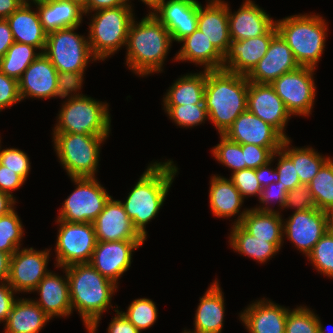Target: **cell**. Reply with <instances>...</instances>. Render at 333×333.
<instances>
[{
    "label": "cell",
    "mask_w": 333,
    "mask_h": 333,
    "mask_svg": "<svg viewBox=\"0 0 333 333\" xmlns=\"http://www.w3.org/2000/svg\"><path fill=\"white\" fill-rule=\"evenodd\" d=\"M72 312L79 313L88 333H96L99 321L111 305L118 285L101 275L90 263L65 267Z\"/></svg>",
    "instance_id": "cell-1"
},
{
    "label": "cell",
    "mask_w": 333,
    "mask_h": 333,
    "mask_svg": "<svg viewBox=\"0 0 333 333\" xmlns=\"http://www.w3.org/2000/svg\"><path fill=\"white\" fill-rule=\"evenodd\" d=\"M122 205L137 231L147 239L146 225L163 206L178 167L173 160L151 162Z\"/></svg>",
    "instance_id": "cell-2"
},
{
    "label": "cell",
    "mask_w": 333,
    "mask_h": 333,
    "mask_svg": "<svg viewBox=\"0 0 333 333\" xmlns=\"http://www.w3.org/2000/svg\"><path fill=\"white\" fill-rule=\"evenodd\" d=\"M130 24L126 43V66L139 77L162 72L172 45L168 29L149 11Z\"/></svg>",
    "instance_id": "cell-3"
},
{
    "label": "cell",
    "mask_w": 333,
    "mask_h": 333,
    "mask_svg": "<svg viewBox=\"0 0 333 333\" xmlns=\"http://www.w3.org/2000/svg\"><path fill=\"white\" fill-rule=\"evenodd\" d=\"M248 79L225 69L206 70L204 103L209 121L224 134L247 110Z\"/></svg>",
    "instance_id": "cell-4"
},
{
    "label": "cell",
    "mask_w": 333,
    "mask_h": 333,
    "mask_svg": "<svg viewBox=\"0 0 333 333\" xmlns=\"http://www.w3.org/2000/svg\"><path fill=\"white\" fill-rule=\"evenodd\" d=\"M278 33L300 66L316 68L323 54L328 24L318 14H298L275 20Z\"/></svg>",
    "instance_id": "cell-5"
},
{
    "label": "cell",
    "mask_w": 333,
    "mask_h": 333,
    "mask_svg": "<svg viewBox=\"0 0 333 333\" xmlns=\"http://www.w3.org/2000/svg\"><path fill=\"white\" fill-rule=\"evenodd\" d=\"M88 41L92 55L97 61H105L126 46L128 30L135 18L132 4L100 9L91 14Z\"/></svg>",
    "instance_id": "cell-6"
},
{
    "label": "cell",
    "mask_w": 333,
    "mask_h": 333,
    "mask_svg": "<svg viewBox=\"0 0 333 333\" xmlns=\"http://www.w3.org/2000/svg\"><path fill=\"white\" fill-rule=\"evenodd\" d=\"M64 103V104H63ZM53 133L109 136V104L86 95L63 101Z\"/></svg>",
    "instance_id": "cell-7"
},
{
    "label": "cell",
    "mask_w": 333,
    "mask_h": 333,
    "mask_svg": "<svg viewBox=\"0 0 333 333\" xmlns=\"http://www.w3.org/2000/svg\"><path fill=\"white\" fill-rule=\"evenodd\" d=\"M54 150L68 177H96L101 144L109 136L52 133Z\"/></svg>",
    "instance_id": "cell-8"
},
{
    "label": "cell",
    "mask_w": 333,
    "mask_h": 333,
    "mask_svg": "<svg viewBox=\"0 0 333 333\" xmlns=\"http://www.w3.org/2000/svg\"><path fill=\"white\" fill-rule=\"evenodd\" d=\"M78 27L62 28L47 34L44 54L58 72H85L92 55L88 37L75 32Z\"/></svg>",
    "instance_id": "cell-9"
},
{
    "label": "cell",
    "mask_w": 333,
    "mask_h": 333,
    "mask_svg": "<svg viewBox=\"0 0 333 333\" xmlns=\"http://www.w3.org/2000/svg\"><path fill=\"white\" fill-rule=\"evenodd\" d=\"M96 178H70L76 188L67 196L68 198L58 210L57 219L73 223L94 222L111 197Z\"/></svg>",
    "instance_id": "cell-10"
},
{
    "label": "cell",
    "mask_w": 333,
    "mask_h": 333,
    "mask_svg": "<svg viewBox=\"0 0 333 333\" xmlns=\"http://www.w3.org/2000/svg\"><path fill=\"white\" fill-rule=\"evenodd\" d=\"M59 226L55 247L56 268L89 263L97 244L93 223L56 219Z\"/></svg>",
    "instance_id": "cell-11"
},
{
    "label": "cell",
    "mask_w": 333,
    "mask_h": 333,
    "mask_svg": "<svg viewBox=\"0 0 333 333\" xmlns=\"http://www.w3.org/2000/svg\"><path fill=\"white\" fill-rule=\"evenodd\" d=\"M316 68L300 66L285 73L270 85L283 101L291 116H310L316 96L314 72Z\"/></svg>",
    "instance_id": "cell-12"
},
{
    "label": "cell",
    "mask_w": 333,
    "mask_h": 333,
    "mask_svg": "<svg viewBox=\"0 0 333 333\" xmlns=\"http://www.w3.org/2000/svg\"><path fill=\"white\" fill-rule=\"evenodd\" d=\"M329 229L330 214L318 208L293 211L287 220L283 219V237L287 236L285 238L305 256Z\"/></svg>",
    "instance_id": "cell-13"
},
{
    "label": "cell",
    "mask_w": 333,
    "mask_h": 333,
    "mask_svg": "<svg viewBox=\"0 0 333 333\" xmlns=\"http://www.w3.org/2000/svg\"><path fill=\"white\" fill-rule=\"evenodd\" d=\"M50 249L34 250L33 247L18 249L10 259L7 282L16 293H31L50 271L47 269Z\"/></svg>",
    "instance_id": "cell-14"
},
{
    "label": "cell",
    "mask_w": 333,
    "mask_h": 333,
    "mask_svg": "<svg viewBox=\"0 0 333 333\" xmlns=\"http://www.w3.org/2000/svg\"><path fill=\"white\" fill-rule=\"evenodd\" d=\"M145 240L97 241L89 262L101 275L118 285L131 266L132 254Z\"/></svg>",
    "instance_id": "cell-15"
},
{
    "label": "cell",
    "mask_w": 333,
    "mask_h": 333,
    "mask_svg": "<svg viewBox=\"0 0 333 333\" xmlns=\"http://www.w3.org/2000/svg\"><path fill=\"white\" fill-rule=\"evenodd\" d=\"M197 0H159L150 12L168 29L172 41L180 42L198 25Z\"/></svg>",
    "instance_id": "cell-16"
},
{
    "label": "cell",
    "mask_w": 333,
    "mask_h": 333,
    "mask_svg": "<svg viewBox=\"0 0 333 333\" xmlns=\"http://www.w3.org/2000/svg\"><path fill=\"white\" fill-rule=\"evenodd\" d=\"M247 110L274 127L285 139V128L291 118L283 101L270 84L248 81Z\"/></svg>",
    "instance_id": "cell-17"
},
{
    "label": "cell",
    "mask_w": 333,
    "mask_h": 333,
    "mask_svg": "<svg viewBox=\"0 0 333 333\" xmlns=\"http://www.w3.org/2000/svg\"><path fill=\"white\" fill-rule=\"evenodd\" d=\"M277 33L274 25L264 35L240 41L231 40L223 56V69L247 76L265 56L272 38Z\"/></svg>",
    "instance_id": "cell-18"
},
{
    "label": "cell",
    "mask_w": 333,
    "mask_h": 333,
    "mask_svg": "<svg viewBox=\"0 0 333 333\" xmlns=\"http://www.w3.org/2000/svg\"><path fill=\"white\" fill-rule=\"evenodd\" d=\"M223 135L241 145L266 148H281L285 139L274 127L248 110L241 113Z\"/></svg>",
    "instance_id": "cell-19"
},
{
    "label": "cell",
    "mask_w": 333,
    "mask_h": 333,
    "mask_svg": "<svg viewBox=\"0 0 333 333\" xmlns=\"http://www.w3.org/2000/svg\"><path fill=\"white\" fill-rule=\"evenodd\" d=\"M300 65L286 41L277 33L271 40L265 56L247 75L250 82L271 84L281 75L294 71Z\"/></svg>",
    "instance_id": "cell-20"
},
{
    "label": "cell",
    "mask_w": 333,
    "mask_h": 333,
    "mask_svg": "<svg viewBox=\"0 0 333 333\" xmlns=\"http://www.w3.org/2000/svg\"><path fill=\"white\" fill-rule=\"evenodd\" d=\"M97 241L146 240L134 227L121 200L111 196L93 222Z\"/></svg>",
    "instance_id": "cell-21"
},
{
    "label": "cell",
    "mask_w": 333,
    "mask_h": 333,
    "mask_svg": "<svg viewBox=\"0 0 333 333\" xmlns=\"http://www.w3.org/2000/svg\"><path fill=\"white\" fill-rule=\"evenodd\" d=\"M58 71L52 62L41 53L23 72L18 80L21 100L26 98H56Z\"/></svg>",
    "instance_id": "cell-22"
},
{
    "label": "cell",
    "mask_w": 333,
    "mask_h": 333,
    "mask_svg": "<svg viewBox=\"0 0 333 333\" xmlns=\"http://www.w3.org/2000/svg\"><path fill=\"white\" fill-rule=\"evenodd\" d=\"M288 311L264 297L245 307L239 318L249 333H285Z\"/></svg>",
    "instance_id": "cell-23"
},
{
    "label": "cell",
    "mask_w": 333,
    "mask_h": 333,
    "mask_svg": "<svg viewBox=\"0 0 333 333\" xmlns=\"http://www.w3.org/2000/svg\"><path fill=\"white\" fill-rule=\"evenodd\" d=\"M228 23L231 40L240 41L266 34L274 25L275 20L252 0H245L234 13L229 9Z\"/></svg>",
    "instance_id": "cell-24"
},
{
    "label": "cell",
    "mask_w": 333,
    "mask_h": 333,
    "mask_svg": "<svg viewBox=\"0 0 333 333\" xmlns=\"http://www.w3.org/2000/svg\"><path fill=\"white\" fill-rule=\"evenodd\" d=\"M65 275L62 277L54 271H49L47 275L38 283L32 291L37 292L40 298L32 299L51 318L68 317L71 315V299L69 283L65 268L61 267ZM54 272V273H53Z\"/></svg>",
    "instance_id": "cell-25"
},
{
    "label": "cell",
    "mask_w": 333,
    "mask_h": 333,
    "mask_svg": "<svg viewBox=\"0 0 333 333\" xmlns=\"http://www.w3.org/2000/svg\"><path fill=\"white\" fill-rule=\"evenodd\" d=\"M197 28L205 34L208 40L224 56L230 44L228 23V2H207L198 7Z\"/></svg>",
    "instance_id": "cell-26"
},
{
    "label": "cell",
    "mask_w": 333,
    "mask_h": 333,
    "mask_svg": "<svg viewBox=\"0 0 333 333\" xmlns=\"http://www.w3.org/2000/svg\"><path fill=\"white\" fill-rule=\"evenodd\" d=\"M210 180L209 203L213 216L228 219L237 214L232 224H239L249 210L246 208L240 211L244 204L243 197L230 179L217 174L211 176Z\"/></svg>",
    "instance_id": "cell-27"
},
{
    "label": "cell",
    "mask_w": 333,
    "mask_h": 333,
    "mask_svg": "<svg viewBox=\"0 0 333 333\" xmlns=\"http://www.w3.org/2000/svg\"><path fill=\"white\" fill-rule=\"evenodd\" d=\"M199 301L193 331L196 333H221L225 317V300L217 278Z\"/></svg>",
    "instance_id": "cell-28"
},
{
    "label": "cell",
    "mask_w": 333,
    "mask_h": 333,
    "mask_svg": "<svg viewBox=\"0 0 333 333\" xmlns=\"http://www.w3.org/2000/svg\"><path fill=\"white\" fill-rule=\"evenodd\" d=\"M33 4H22L14 11L6 21L9 24L14 42L21 44H30L43 53L47 40V32L44 30L40 17L36 10H32Z\"/></svg>",
    "instance_id": "cell-29"
},
{
    "label": "cell",
    "mask_w": 333,
    "mask_h": 333,
    "mask_svg": "<svg viewBox=\"0 0 333 333\" xmlns=\"http://www.w3.org/2000/svg\"><path fill=\"white\" fill-rule=\"evenodd\" d=\"M40 22L47 33L62 28L79 27L83 9L68 0H34Z\"/></svg>",
    "instance_id": "cell-30"
},
{
    "label": "cell",
    "mask_w": 333,
    "mask_h": 333,
    "mask_svg": "<svg viewBox=\"0 0 333 333\" xmlns=\"http://www.w3.org/2000/svg\"><path fill=\"white\" fill-rule=\"evenodd\" d=\"M179 43L183 45L174 57V61H190L196 66H203V70L223 69V55L198 28Z\"/></svg>",
    "instance_id": "cell-31"
},
{
    "label": "cell",
    "mask_w": 333,
    "mask_h": 333,
    "mask_svg": "<svg viewBox=\"0 0 333 333\" xmlns=\"http://www.w3.org/2000/svg\"><path fill=\"white\" fill-rule=\"evenodd\" d=\"M49 320L32 298H18L4 324V333H39Z\"/></svg>",
    "instance_id": "cell-32"
},
{
    "label": "cell",
    "mask_w": 333,
    "mask_h": 333,
    "mask_svg": "<svg viewBox=\"0 0 333 333\" xmlns=\"http://www.w3.org/2000/svg\"><path fill=\"white\" fill-rule=\"evenodd\" d=\"M239 224L257 239L266 240L281 249L284 237L283 218L280 213L250 208Z\"/></svg>",
    "instance_id": "cell-33"
},
{
    "label": "cell",
    "mask_w": 333,
    "mask_h": 333,
    "mask_svg": "<svg viewBox=\"0 0 333 333\" xmlns=\"http://www.w3.org/2000/svg\"><path fill=\"white\" fill-rule=\"evenodd\" d=\"M205 84L206 70L199 73H187L176 79L167 89L163 97V105L205 104Z\"/></svg>",
    "instance_id": "cell-34"
},
{
    "label": "cell",
    "mask_w": 333,
    "mask_h": 333,
    "mask_svg": "<svg viewBox=\"0 0 333 333\" xmlns=\"http://www.w3.org/2000/svg\"><path fill=\"white\" fill-rule=\"evenodd\" d=\"M229 235V245L233 251L243 256H247L264 264L269 259L274 258L279 249L266 240L257 239L248 233L240 224L231 225Z\"/></svg>",
    "instance_id": "cell-35"
},
{
    "label": "cell",
    "mask_w": 333,
    "mask_h": 333,
    "mask_svg": "<svg viewBox=\"0 0 333 333\" xmlns=\"http://www.w3.org/2000/svg\"><path fill=\"white\" fill-rule=\"evenodd\" d=\"M290 138L284 139L281 150L292 160L300 184L308 185L322 165L330 158L322 156L312 147H293ZM292 146L291 148L289 146Z\"/></svg>",
    "instance_id": "cell-36"
},
{
    "label": "cell",
    "mask_w": 333,
    "mask_h": 333,
    "mask_svg": "<svg viewBox=\"0 0 333 333\" xmlns=\"http://www.w3.org/2000/svg\"><path fill=\"white\" fill-rule=\"evenodd\" d=\"M37 47L14 42L0 59V72L19 80L26 68L41 54Z\"/></svg>",
    "instance_id": "cell-37"
},
{
    "label": "cell",
    "mask_w": 333,
    "mask_h": 333,
    "mask_svg": "<svg viewBox=\"0 0 333 333\" xmlns=\"http://www.w3.org/2000/svg\"><path fill=\"white\" fill-rule=\"evenodd\" d=\"M316 207L333 213V158H329L308 184Z\"/></svg>",
    "instance_id": "cell-38"
},
{
    "label": "cell",
    "mask_w": 333,
    "mask_h": 333,
    "mask_svg": "<svg viewBox=\"0 0 333 333\" xmlns=\"http://www.w3.org/2000/svg\"><path fill=\"white\" fill-rule=\"evenodd\" d=\"M20 219L15 208L0 216V250L11 256L21 248V241L25 234Z\"/></svg>",
    "instance_id": "cell-39"
},
{
    "label": "cell",
    "mask_w": 333,
    "mask_h": 333,
    "mask_svg": "<svg viewBox=\"0 0 333 333\" xmlns=\"http://www.w3.org/2000/svg\"><path fill=\"white\" fill-rule=\"evenodd\" d=\"M163 109L177 126H181L180 128H192L209 119L205 104L163 105Z\"/></svg>",
    "instance_id": "cell-40"
},
{
    "label": "cell",
    "mask_w": 333,
    "mask_h": 333,
    "mask_svg": "<svg viewBox=\"0 0 333 333\" xmlns=\"http://www.w3.org/2000/svg\"><path fill=\"white\" fill-rule=\"evenodd\" d=\"M306 257L318 273L333 280V230L331 228Z\"/></svg>",
    "instance_id": "cell-41"
},
{
    "label": "cell",
    "mask_w": 333,
    "mask_h": 333,
    "mask_svg": "<svg viewBox=\"0 0 333 333\" xmlns=\"http://www.w3.org/2000/svg\"><path fill=\"white\" fill-rule=\"evenodd\" d=\"M158 309L153 300L138 298L133 300L126 312L120 311L140 332L150 328L158 319Z\"/></svg>",
    "instance_id": "cell-42"
},
{
    "label": "cell",
    "mask_w": 333,
    "mask_h": 333,
    "mask_svg": "<svg viewBox=\"0 0 333 333\" xmlns=\"http://www.w3.org/2000/svg\"><path fill=\"white\" fill-rule=\"evenodd\" d=\"M214 158L233 172L246 169L242 145L220 134V142L211 150Z\"/></svg>",
    "instance_id": "cell-43"
},
{
    "label": "cell",
    "mask_w": 333,
    "mask_h": 333,
    "mask_svg": "<svg viewBox=\"0 0 333 333\" xmlns=\"http://www.w3.org/2000/svg\"><path fill=\"white\" fill-rule=\"evenodd\" d=\"M285 333H318L317 314L302 305L289 309Z\"/></svg>",
    "instance_id": "cell-44"
},
{
    "label": "cell",
    "mask_w": 333,
    "mask_h": 333,
    "mask_svg": "<svg viewBox=\"0 0 333 333\" xmlns=\"http://www.w3.org/2000/svg\"><path fill=\"white\" fill-rule=\"evenodd\" d=\"M0 137V164L6 166L11 171H15L25 181L27 180L31 163L28 155L18 148L1 149Z\"/></svg>",
    "instance_id": "cell-45"
},
{
    "label": "cell",
    "mask_w": 333,
    "mask_h": 333,
    "mask_svg": "<svg viewBox=\"0 0 333 333\" xmlns=\"http://www.w3.org/2000/svg\"><path fill=\"white\" fill-rule=\"evenodd\" d=\"M236 189L239 191L243 199L251 196H258L262 191V187L256 176V169H242L231 174L229 178Z\"/></svg>",
    "instance_id": "cell-46"
},
{
    "label": "cell",
    "mask_w": 333,
    "mask_h": 333,
    "mask_svg": "<svg viewBox=\"0 0 333 333\" xmlns=\"http://www.w3.org/2000/svg\"><path fill=\"white\" fill-rule=\"evenodd\" d=\"M84 74V72H58L57 97L70 99L83 96L79 90L83 87Z\"/></svg>",
    "instance_id": "cell-47"
},
{
    "label": "cell",
    "mask_w": 333,
    "mask_h": 333,
    "mask_svg": "<svg viewBox=\"0 0 333 333\" xmlns=\"http://www.w3.org/2000/svg\"><path fill=\"white\" fill-rule=\"evenodd\" d=\"M272 157H278L276 171L279 175L280 185L288 192L301 185L295 165L292 160L281 150L275 151Z\"/></svg>",
    "instance_id": "cell-48"
},
{
    "label": "cell",
    "mask_w": 333,
    "mask_h": 333,
    "mask_svg": "<svg viewBox=\"0 0 333 333\" xmlns=\"http://www.w3.org/2000/svg\"><path fill=\"white\" fill-rule=\"evenodd\" d=\"M284 208H292L295 212L317 208L309 186L301 184L289 190L283 210Z\"/></svg>",
    "instance_id": "cell-49"
},
{
    "label": "cell",
    "mask_w": 333,
    "mask_h": 333,
    "mask_svg": "<svg viewBox=\"0 0 333 333\" xmlns=\"http://www.w3.org/2000/svg\"><path fill=\"white\" fill-rule=\"evenodd\" d=\"M287 197V191L280 185V182L277 183H271L266 187L262 188V191L260 192V195L258 197V201L260 202V206H256L253 209H257L259 211L264 212H278L281 213L279 210L272 209L269 204L270 202L274 201L277 202L278 206H280V209L282 210L286 201Z\"/></svg>",
    "instance_id": "cell-50"
},
{
    "label": "cell",
    "mask_w": 333,
    "mask_h": 333,
    "mask_svg": "<svg viewBox=\"0 0 333 333\" xmlns=\"http://www.w3.org/2000/svg\"><path fill=\"white\" fill-rule=\"evenodd\" d=\"M281 148H266L253 144L242 145L246 168L257 169L271 161L273 153Z\"/></svg>",
    "instance_id": "cell-51"
},
{
    "label": "cell",
    "mask_w": 333,
    "mask_h": 333,
    "mask_svg": "<svg viewBox=\"0 0 333 333\" xmlns=\"http://www.w3.org/2000/svg\"><path fill=\"white\" fill-rule=\"evenodd\" d=\"M21 101L18 80L0 72V112Z\"/></svg>",
    "instance_id": "cell-52"
},
{
    "label": "cell",
    "mask_w": 333,
    "mask_h": 333,
    "mask_svg": "<svg viewBox=\"0 0 333 333\" xmlns=\"http://www.w3.org/2000/svg\"><path fill=\"white\" fill-rule=\"evenodd\" d=\"M24 183L25 180L15 171L0 164V191L10 194L16 199L12 191L19 189Z\"/></svg>",
    "instance_id": "cell-53"
},
{
    "label": "cell",
    "mask_w": 333,
    "mask_h": 333,
    "mask_svg": "<svg viewBox=\"0 0 333 333\" xmlns=\"http://www.w3.org/2000/svg\"><path fill=\"white\" fill-rule=\"evenodd\" d=\"M16 292L8 282H0V323L6 322L12 307L17 300Z\"/></svg>",
    "instance_id": "cell-54"
},
{
    "label": "cell",
    "mask_w": 333,
    "mask_h": 333,
    "mask_svg": "<svg viewBox=\"0 0 333 333\" xmlns=\"http://www.w3.org/2000/svg\"><path fill=\"white\" fill-rule=\"evenodd\" d=\"M117 308V309H116ZM115 317L107 328V333H141L121 312L116 305Z\"/></svg>",
    "instance_id": "cell-55"
},
{
    "label": "cell",
    "mask_w": 333,
    "mask_h": 333,
    "mask_svg": "<svg viewBox=\"0 0 333 333\" xmlns=\"http://www.w3.org/2000/svg\"><path fill=\"white\" fill-rule=\"evenodd\" d=\"M274 159L276 158L272 157L271 161L256 169V176L262 188L279 181V175L276 169L271 167Z\"/></svg>",
    "instance_id": "cell-56"
},
{
    "label": "cell",
    "mask_w": 333,
    "mask_h": 333,
    "mask_svg": "<svg viewBox=\"0 0 333 333\" xmlns=\"http://www.w3.org/2000/svg\"><path fill=\"white\" fill-rule=\"evenodd\" d=\"M130 4L131 1L129 0H89L87 6L83 9V12L87 16V14L100 9L121 7Z\"/></svg>",
    "instance_id": "cell-57"
},
{
    "label": "cell",
    "mask_w": 333,
    "mask_h": 333,
    "mask_svg": "<svg viewBox=\"0 0 333 333\" xmlns=\"http://www.w3.org/2000/svg\"><path fill=\"white\" fill-rule=\"evenodd\" d=\"M14 43L13 35L6 19H0V59Z\"/></svg>",
    "instance_id": "cell-58"
},
{
    "label": "cell",
    "mask_w": 333,
    "mask_h": 333,
    "mask_svg": "<svg viewBox=\"0 0 333 333\" xmlns=\"http://www.w3.org/2000/svg\"><path fill=\"white\" fill-rule=\"evenodd\" d=\"M23 3L20 0H0V19H6Z\"/></svg>",
    "instance_id": "cell-59"
},
{
    "label": "cell",
    "mask_w": 333,
    "mask_h": 333,
    "mask_svg": "<svg viewBox=\"0 0 333 333\" xmlns=\"http://www.w3.org/2000/svg\"><path fill=\"white\" fill-rule=\"evenodd\" d=\"M16 199L10 194L0 191V216L12 211L16 205Z\"/></svg>",
    "instance_id": "cell-60"
},
{
    "label": "cell",
    "mask_w": 333,
    "mask_h": 333,
    "mask_svg": "<svg viewBox=\"0 0 333 333\" xmlns=\"http://www.w3.org/2000/svg\"><path fill=\"white\" fill-rule=\"evenodd\" d=\"M11 255L0 250V282H7Z\"/></svg>",
    "instance_id": "cell-61"
},
{
    "label": "cell",
    "mask_w": 333,
    "mask_h": 333,
    "mask_svg": "<svg viewBox=\"0 0 333 333\" xmlns=\"http://www.w3.org/2000/svg\"><path fill=\"white\" fill-rule=\"evenodd\" d=\"M72 3L77 4L80 8L84 9L87 6L89 0H68Z\"/></svg>",
    "instance_id": "cell-62"
},
{
    "label": "cell",
    "mask_w": 333,
    "mask_h": 333,
    "mask_svg": "<svg viewBox=\"0 0 333 333\" xmlns=\"http://www.w3.org/2000/svg\"><path fill=\"white\" fill-rule=\"evenodd\" d=\"M317 321H318V333H329L325 329L324 325H322V322H321L320 318L318 317V315H317Z\"/></svg>",
    "instance_id": "cell-63"
},
{
    "label": "cell",
    "mask_w": 333,
    "mask_h": 333,
    "mask_svg": "<svg viewBox=\"0 0 333 333\" xmlns=\"http://www.w3.org/2000/svg\"><path fill=\"white\" fill-rule=\"evenodd\" d=\"M130 1V0H129ZM145 5L151 9L159 0H141Z\"/></svg>",
    "instance_id": "cell-64"
},
{
    "label": "cell",
    "mask_w": 333,
    "mask_h": 333,
    "mask_svg": "<svg viewBox=\"0 0 333 333\" xmlns=\"http://www.w3.org/2000/svg\"><path fill=\"white\" fill-rule=\"evenodd\" d=\"M330 228L333 230V213L330 214Z\"/></svg>",
    "instance_id": "cell-65"
},
{
    "label": "cell",
    "mask_w": 333,
    "mask_h": 333,
    "mask_svg": "<svg viewBox=\"0 0 333 333\" xmlns=\"http://www.w3.org/2000/svg\"><path fill=\"white\" fill-rule=\"evenodd\" d=\"M23 4L33 3L34 0H20Z\"/></svg>",
    "instance_id": "cell-66"
},
{
    "label": "cell",
    "mask_w": 333,
    "mask_h": 333,
    "mask_svg": "<svg viewBox=\"0 0 333 333\" xmlns=\"http://www.w3.org/2000/svg\"><path fill=\"white\" fill-rule=\"evenodd\" d=\"M207 2H224V0H208Z\"/></svg>",
    "instance_id": "cell-67"
},
{
    "label": "cell",
    "mask_w": 333,
    "mask_h": 333,
    "mask_svg": "<svg viewBox=\"0 0 333 333\" xmlns=\"http://www.w3.org/2000/svg\"><path fill=\"white\" fill-rule=\"evenodd\" d=\"M182 333H196V332H194V331H188V330H184Z\"/></svg>",
    "instance_id": "cell-68"
}]
</instances>
